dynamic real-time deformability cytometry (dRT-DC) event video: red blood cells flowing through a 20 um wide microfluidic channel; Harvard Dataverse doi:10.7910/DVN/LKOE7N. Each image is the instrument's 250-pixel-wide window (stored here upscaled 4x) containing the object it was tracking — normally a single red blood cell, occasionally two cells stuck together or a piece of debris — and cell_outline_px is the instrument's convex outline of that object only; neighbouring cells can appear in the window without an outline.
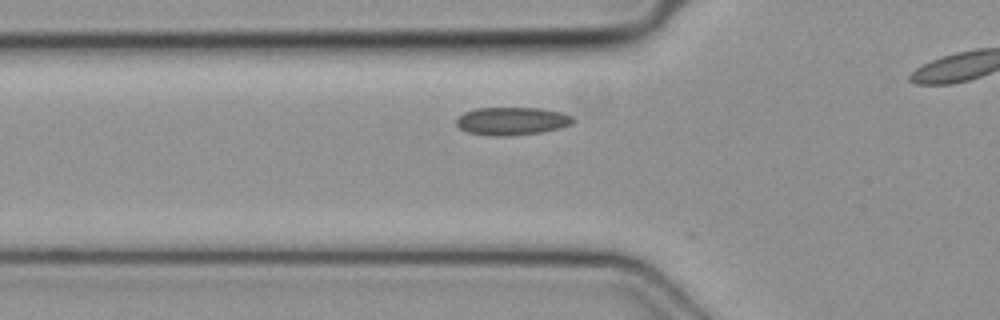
{"species": "common noctule bat (a hibernating species)", "species_latin": "Nyctalus noctula", "temperature_condition": "cold", "stored_images_in_passage": 7, "camera_frame_rate_fps": 3000, "um_per_image_px": 0.085, "animal": {"sex": "female", "body_mass_g": 19.3, "forearm_length_mm": 54.1}, "frame": {"image": 1, "passage_image": 2, "time_ms": 0.333, "image_size_px": [1000, 320], "cell_outline_px": [[576, 120], [572, 124], [560, 128], [540, 132], [512, 136], [488, 136], [468, 132], [460, 128], [456, 124], [456, 120], [464, 112], [476, 108], [540, 108], [560, 112], [572, 116]], "centroid_in_image_um": [43.52, 10.3], "position_along_channel_um": 82.3, "area_um2": 19.07}}
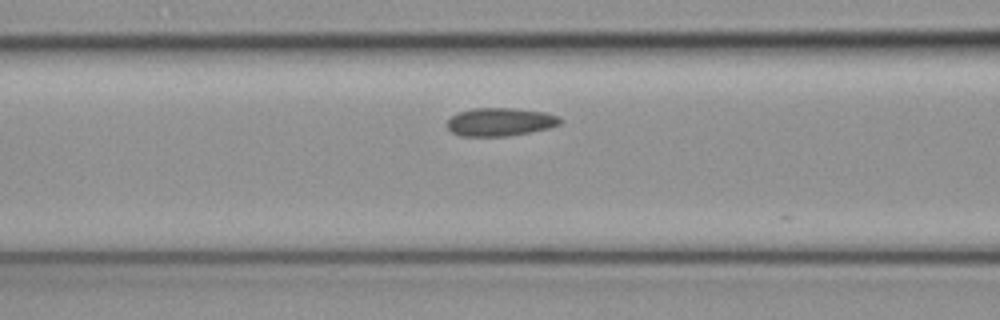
{"frame": {"image": 2, "passage_image": 5, "time_ms": 1.333, "image_size_px": [1000, 320], "cell_outline_px": [[564, 120], [560, 124], [548, 128], [508, 136], [460, 136], [452, 132], [448, 128], [448, 120], [456, 112], [472, 108], [512, 108], [544, 112], [560, 116]], "centroid_in_image_um": [42.52, 10.35], "position_along_channel_um": 124.1, "area_um2": 18.61}}